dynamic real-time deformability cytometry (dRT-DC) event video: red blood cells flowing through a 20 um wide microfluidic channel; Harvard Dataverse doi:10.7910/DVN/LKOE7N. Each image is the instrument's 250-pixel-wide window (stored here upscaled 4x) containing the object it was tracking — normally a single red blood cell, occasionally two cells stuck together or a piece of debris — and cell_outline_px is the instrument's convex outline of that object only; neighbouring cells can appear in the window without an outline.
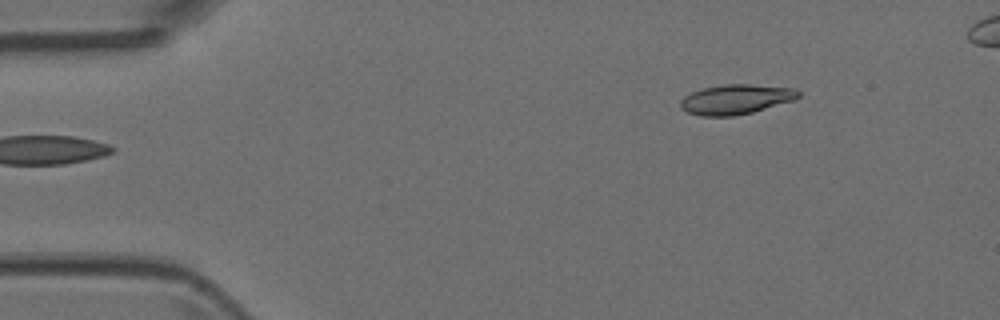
{"species": "Egyptian fruit bat (a non-hibernating species)", "species_latin": "Rousettus aegyptiacus", "temperature_condition": "room temperature", "stored_images_in_passage": 5, "camera_frame_rate_fps": 3000, "um_per_image_px": 0.085, "animal": {"sex": "female"}, "frame": {"image": 1, "passage_image": 5, "time_ms": 1.333, "image_size_px": [1000, 320], "cell_outline_px": [[800, 96], [796, 100], [752, 112], [736, 116], [700, 116], [688, 112], [680, 108], [680, 100], [684, 96], [692, 92], [704, 88], [724, 84], [748, 84], [796, 88], [800, 92]], "centroid_in_image_um": [62.57, 8.44], "position_along_channel_um": 22.4, "area_um2": 20.63}}